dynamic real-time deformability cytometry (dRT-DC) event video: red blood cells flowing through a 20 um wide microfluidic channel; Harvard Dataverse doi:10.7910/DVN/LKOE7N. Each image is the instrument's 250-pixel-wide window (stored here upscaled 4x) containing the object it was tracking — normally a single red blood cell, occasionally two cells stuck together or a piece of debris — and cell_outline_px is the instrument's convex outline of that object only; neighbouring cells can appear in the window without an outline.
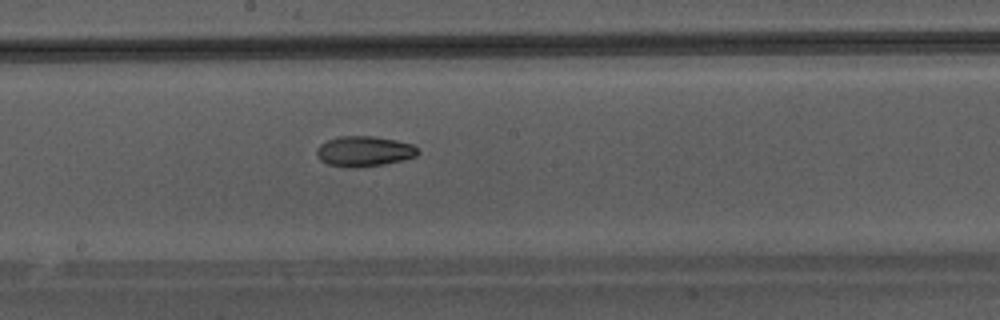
{"species": "Egyptian fruit bat (a non-hibernating species)", "species_latin": "Rousettus aegyptiacus", "temperature_condition": "warm", "stored_images_in_passage": 34, "camera_frame_rate_fps": 3000, "um_per_image_px": 0.085, "animal": {"sex": "male"}, "frame": {"image": 1, "passage_image": 20, "time_ms": 6.333, "image_size_px": [1000, 320], "cell_outline_px": [[420, 152], [416, 156], [384, 164], [356, 168], [328, 164], [320, 160], [316, 156], [316, 148], [320, 144], [328, 140], [340, 136], [372, 136], [396, 140], [412, 144]], "centroid_in_image_um": [30.92, 12.85], "position_along_channel_um": 217.3, "area_um2": 17.8}}
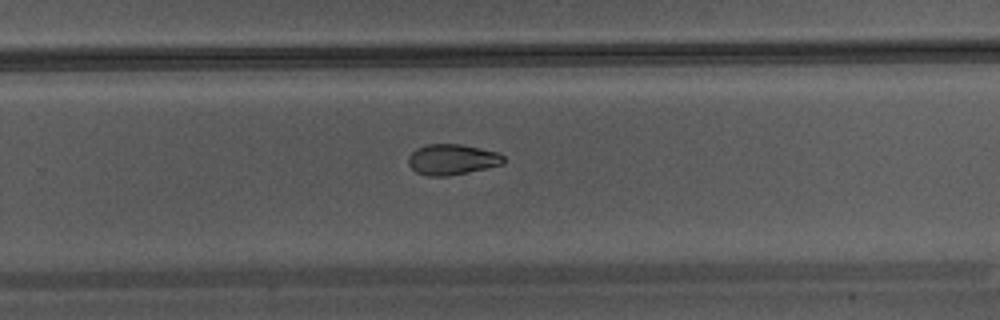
{"frame": {"image": 2, "passage_image": 25, "time_ms": 8.0, "image_size_px": [1000, 320], "cell_outline_px": [[504, 164], [468, 172], [448, 176], [428, 176], [416, 172], [408, 164], [408, 156], [416, 148], [428, 144], [460, 144], [500, 152], [504, 156]], "centroid_in_image_um": [38.44, 13.55], "position_along_channel_um": 291.4, "area_um2": 17.11}}